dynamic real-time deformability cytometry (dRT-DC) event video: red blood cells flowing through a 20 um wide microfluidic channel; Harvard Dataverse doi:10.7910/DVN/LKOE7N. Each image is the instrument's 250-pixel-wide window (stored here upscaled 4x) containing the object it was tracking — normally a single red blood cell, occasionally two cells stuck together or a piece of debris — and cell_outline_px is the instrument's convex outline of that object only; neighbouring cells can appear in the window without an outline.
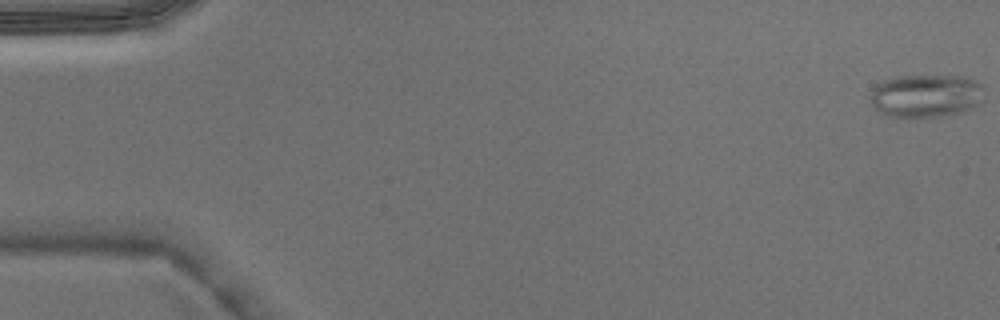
{"species": "Egyptian fruit bat (a non-hibernating species)", "species_latin": "Rousettus aegyptiacus", "temperature_condition": "warm", "stored_images_in_passage": 6, "camera_frame_rate_fps": 3000, "um_per_image_px": 0.085, "animal": {"sex": "male"}, "frame": {"image": 1, "passage_image": 1, "time_ms": 0.0, "image_size_px": [1000, 320], "cell_outline_px": [[984, 100], [980, 104], [960, 112], [940, 116], [916, 120], [884, 116], [872, 108], [872, 88], [876, 84], [884, 80], [896, 76], [964, 76], [976, 80], [984, 88]], "centroid_in_image_um": [78.69, 8.18], "position_along_channel_um": 6.3, "area_um2": 29.54}}
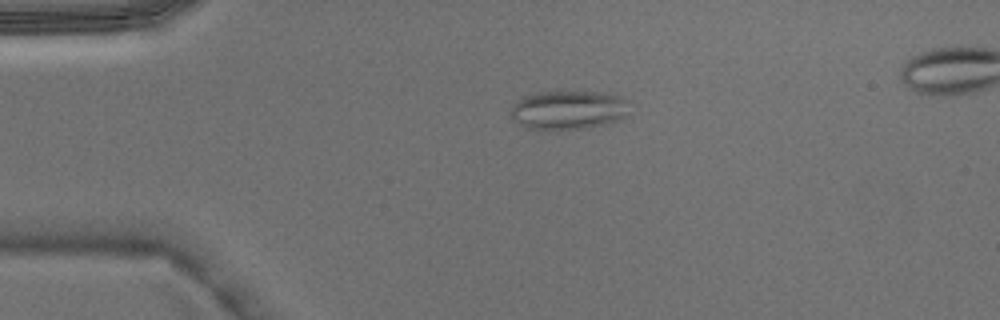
{"frame": {"image": 2, "passage_image": 3, "time_ms": 0.667, "image_size_px": [1000, 320], "cell_outline_px": [[628, 116], [620, 120], [588, 128], [556, 132], [544, 132], [528, 128], [508, 116], [512, 104], [516, 100], [524, 96], [536, 92], [596, 92], [616, 96], [628, 100]], "centroid_in_image_um": [48.25, 9.4], "position_along_channel_um": 36.7, "area_um2": 27.74}}